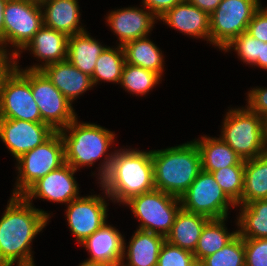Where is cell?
<instances>
[{
    "label": "cell",
    "instance_id": "obj_20",
    "mask_svg": "<svg viewBox=\"0 0 267 266\" xmlns=\"http://www.w3.org/2000/svg\"><path fill=\"white\" fill-rule=\"evenodd\" d=\"M41 71L71 103L94 86L92 77L82 73L68 59L48 64Z\"/></svg>",
    "mask_w": 267,
    "mask_h": 266
},
{
    "label": "cell",
    "instance_id": "obj_24",
    "mask_svg": "<svg viewBox=\"0 0 267 266\" xmlns=\"http://www.w3.org/2000/svg\"><path fill=\"white\" fill-rule=\"evenodd\" d=\"M200 152L202 170L212 171L229 166H245V161L220 137L202 136L193 140Z\"/></svg>",
    "mask_w": 267,
    "mask_h": 266
},
{
    "label": "cell",
    "instance_id": "obj_6",
    "mask_svg": "<svg viewBox=\"0 0 267 266\" xmlns=\"http://www.w3.org/2000/svg\"><path fill=\"white\" fill-rule=\"evenodd\" d=\"M18 177L12 195H22L32 184L65 164L64 141L55 131L42 144L17 159Z\"/></svg>",
    "mask_w": 267,
    "mask_h": 266
},
{
    "label": "cell",
    "instance_id": "obj_38",
    "mask_svg": "<svg viewBox=\"0 0 267 266\" xmlns=\"http://www.w3.org/2000/svg\"><path fill=\"white\" fill-rule=\"evenodd\" d=\"M247 107L256 114L264 117L267 115V88H253L247 93Z\"/></svg>",
    "mask_w": 267,
    "mask_h": 266
},
{
    "label": "cell",
    "instance_id": "obj_9",
    "mask_svg": "<svg viewBox=\"0 0 267 266\" xmlns=\"http://www.w3.org/2000/svg\"><path fill=\"white\" fill-rule=\"evenodd\" d=\"M260 7V0H222L209 15L210 43L222 50L234 37L247 32Z\"/></svg>",
    "mask_w": 267,
    "mask_h": 266
},
{
    "label": "cell",
    "instance_id": "obj_4",
    "mask_svg": "<svg viewBox=\"0 0 267 266\" xmlns=\"http://www.w3.org/2000/svg\"><path fill=\"white\" fill-rule=\"evenodd\" d=\"M152 161L155 189L178 198L202 171L200 152L194 141L152 150Z\"/></svg>",
    "mask_w": 267,
    "mask_h": 266
},
{
    "label": "cell",
    "instance_id": "obj_5",
    "mask_svg": "<svg viewBox=\"0 0 267 266\" xmlns=\"http://www.w3.org/2000/svg\"><path fill=\"white\" fill-rule=\"evenodd\" d=\"M245 107L228 110L220 135L244 161L267 153L264 117Z\"/></svg>",
    "mask_w": 267,
    "mask_h": 266
},
{
    "label": "cell",
    "instance_id": "obj_33",
    "mask_svg": "<svg viewBox=\"0 0 267 266\" xmlns=\"http://www.w3.org/2000/svg\"><path fill=\"white\" fill-rule=\"evenodd\" d=\"M211 173L225 194L236 205H241L244 188V166H229Z\"/></svg>",
    "mask_w": 267,
    "mask_h": 266
},
{
    "label": "cell",
    "instance_id": "obj_39",
    "mask_svg": "<svg viewBox=\"0 0 267 266\" xmlns=\"http://www.w3.org/2000/svg\"><path fill=\"white\" fill-rule=\"evenodd\" d=\"M8 52L7 49L0 45V89L5 79L16 68V55L13 52Z\"/></svg>",
    "mask_w": 267,
    "mask_h": 266
},
{
    "label": "cell",
    "instance_id": "obj_8",
    "mask_svg": "<svg viewBox=\"0 0 267 266\" xmlns=\"http://www.w3.org/2000/svg\"><path fill=\"white\" fill-rule=\"evenodd\" d=\"M40 3L30 0H7L3 18V47L11 44L18 60L21 51L44 25ZM18 50H17V49ZM20 50V51H19Z\"/></svg>",
    "mask_w": 267,
    "mask_h": 266
},
{
    "label": "cell",
    "instance_id": "obj_10",
    "mask_svg": "<svg viewBox=\"0 0 267 266\" xmlns=\"http://www.w3.org/2000/svg\"><path fill=\"white\" fill-rule=\"evenodd\" d=\"M16 68L0 89V118L42 122L31 91V70Z\"/></svg>",
    "mask_w": 267,
    "mask_h": 266
},
{
    "label": "cell",
    "instance_id": "obj_12",
    "mask_svg": "<svg viewBox=\"0 0 267 266\" xmlns=\"http://www.w3.org/2000/svg\"><path fill=\"white\" fill-rule=\"evenodd\" d=\"M31 91L39 107L42 123L54 131L64 129L76 118L72 103L41 70H31Z\"/></svg>",
    "mask_w": 267,
    "mask_h": 266
},
{
    "label": "cell",
    "instance_id": "obj_11",
    "mask_svg": "<svg viewBox=\"0 0 267 266\" xmlns=\"http://www.w3.org/2000/svg\"><path fill=\"white\" fill-rule=\"evenodd\" d=\"M179 199L182 209L210 219L228 218L229 206H237L221 189L212 173L203 170Z\"/></svg>",
    "mask_w": 267,
    "mask_h": 266
},
{
    "label": "cell",
    "instance_id": "obj_34",
    "mask_svg": "<svg viewBox=\"0 0 267 266\" xmlns=\"http://www.w3.org/2000/svg\"><path fill=\"white\" fill-rule=\"evenodd\" d=\"M234 49L238 58L246 64L252 65L258 58H261L262 41L244 32L234 37L222 50L227 52Z\"/></svg>",
    "mask_w": 267,
    "mask_h": 266
},
{
    "label": "cell",
    "instance_id": "obj_44",
    "mask_svg": "<svg viewBox=\"0 0 267 266\" xmlns=\"http://www.w3.org/2000/svg\"><path fill=\"white\" fill-rule=\"evenodd\" d=\"M78 266H109V265L100 263V262H92V261L85 260L83 261V263L79 264Z\"/></svg>",
    "mask_w": 267,
    "mask_h": 266
},
{
    "label": "cell",
    "instance_id": "obj_3",
    "mask_svg": "<svg viewBox=\"0 0 267 266\" xmlns=\"http://www.w3.org/2000/svg\"><path fill=\"white\" fill-rule=\"evenodd\" d=\"M59 132L64 141L65 163L75 170L90 167L106 154L97 174L98 181L101 180L109 170L114 156V152H107L114 143L115 133L97 124L78 122L77 117Z\"/></svg>",
    "mask_w": 267,
    "mask_h": 266
},
{
    "label": "cell",
    "instance_id": "obj_13",
    "mask_svg": "<svg viewBox=\"0 0 267 266\" xmlns=\"http://www.w3.org/2000/svg\"><path fill=\"white\" fill-rule=\"evenodd\" d=\"M66 217L70 231L81 244L107 222V203L96 194L79 197L67 204Z\"/></svg>",
    "mask_w": 267,
    "mask_h": 266
},
{
    "label": "cell",
    "instance_id": "obj_22",
    "mask_svg": "<svg viewBox=\"0 0 267 266\" xmlns=\"http://www.w3.org/2000/svg\"><path fill=\"white\" fill-rule=\"evenodd\" d=\"M165 240L163 235L137 229L127 247L124 240L120 266H157L158 256ZM125 257L128 263L124 262Z\"/></svg>",
    "mask_w": 267,
    "mask_h": 266
},
{
    "label": "cell",
    "instance_id": "obj_43",
    "mask_svg": "<svg viewBox=\"0 0 267 266\" xmlns=\"http://www.w3.org/2000/svg\"><path fill=\"white\" fill-rule=\"evenodd\" d=\"M6 3L7 0H0V45L2 47H3V24H4L3 12Z\"/></svg>",
    "mask_w": 267,
    "mask_h": 266
},
{
    "label": "cell",
    "instance_id": "obj_17",
    "mask_svg": "<svg viewBox=\"0 0 267 266\" xmlns=\"http://www.w3.org/2000/svg\"><path fill=\"white\" fill-rule=\"evenodd\" d=\"M80 245H83L90 253L88 261L109 266H120L122 262L124 236L107 222Z\"/></svg>",
    "mask_w": 267,
    "mask_h": 266
},
{
    "label": "cell",
    "instance_id": "obj_7",
    "mask_svg": "<svg viewBox=\"0 0 267 266\" xmlns=\"http://www.w3.org/2000/svg\"><path fill=\"white\" fill-rule=\"evenodd\" d=\"M132 213L141 222L140 230L167 236L181 208L180 199L161 190L142 193L127 201Z\"/></svg>",
    "mask_w": 267,
    "mask_h": 266
},
{
    "label": "cell",
    "instance_id": "obj_37",
    "mask_svg": "<svg viewBox=\"0 0 267 266\" xmlns=\"http://www.w3.org/2000/svg\"><path fill=\"white\" fill-rule=\"evenodd\" d=\"M260 7L248 24L247 33L252 37L267 42V7Z\"/></svg>",
    "mask_w": 267,
    "mask_h": 266
},
{
    "label": "cell",
    "instance_id": "obj_19",
    "mask_svg": "<svg viewBox=\"0 0 267 266\" xmlns=\"http://www.w3.org/2000/svg\"><path fill=\"white\" fill-rule=\"evenodd\" d=\"M165 24L190 37L207 39L210 42L209 15L187 0L175 5L159 18Z\"/></svg>",
    "mask_w": 267,
    "mask_h": 266
},
{
    "label": "cell",
    "instance_id": "obj_42",
    "mask_svg": "<svg viewBox=\"0 0 267 266\" xmlns=\"http://www.w3.org/2000/svg\"><path fill=\"white\" fill-rule=\"evenodd\" d=\"M258 66L264 70H267V42H262L261 58H258L252 66Z\"/></svg>",
    "mask_w": 267,
    "mask_h": 266
},
{
    "label": "cell",
    "instance_id": "obj_36",
    "mask_svg": "<svg viewBox=\"0 0 267 266\" xmlns=\"http://www.w3.org/2000/svg\"><path fill=\"white\" fill-rule=\"evenodd\" d=\"M245 266H267V238H243Z\"/></svg>",
    "mask_w": 267,
    "mask_h": 266
},
{
    "label": "cell",
    "instance_id": "obj_40",
    "mask_svg": "<svg viewBox=\"0 0 267 266\" xmlns=\"http://www.w3.org/2000/svg\"><path fill=\"white\" fill-rule=\"evenodd\" d=\"M183 0H142L143 7L150 10L158 19L163 16L168 10Z\"/></svg>",
    "mask_w": 267,
    "mask_h": 266
},
{
    "label": "cell",
    "instance_id": "obj_14",
    "mask_svg": "<svg viewBox=\"0 0 267 266\" xmlns=\"http://www.w3.org/2000/svg\"><path fill=\"white\" fill-rule=\"evenodd\" d=\"M77 170L65 163L58 169L32 184L22 196L28 201L41 198L47 201L69 204L80 197L78 183L74 174Z\"/></svg>",
    "mask_w": 267,
    "mask_h": 266
},
{
    "label": "cell",
    "instance_id": "obj_31",
    "mask_svg": "<svg viewBox=\"0 0 267 266\" xmlns=\"http://www.w3.org/2000/svg\"><path fill=\"white\" fill-rule=\"evenodd\" d=\"M162 76L152 70L125 63L120 85L131 94L146 95L159 84Z\"/></svg>",
    "mask_w": 267,
    "mask_h": 266
},
{
    "label": "cell",
    "instance_id": "obj_41",
    "mask_svg": "<svg viewBox=\"0 0 267 266\" xmlns=\"http://www.w3.org/2000/svg\"><path fill=\"white\" fill-rule=\"evenodd\" d=\"M192 5L196 6L203 12L210 15L219 5L222 0H187Z\"/></svg>",
    "mask_w": 267,
    "mask_h": 266
},
{
    "label": "cell",
    "instance_id": "obj_35",
    "mask_svg": "<svg viewBox=\"0 0 267 266\" xmlns=\"http://www.w3.org/2000/svg\"><path fill=\"white\" fill-rule=\"evenodd\" d=\"M193 252L170 244L165 240L159 256L157 266H198Z\"/></svg>",
    "mask_w": 267,
    "mask_h": 266
},
{
    "label": "cell",
    "instance_id": "obj_29",
    "mask_svg": "<svg viewBox=\"0 0 267 266\" xmlns=\"http://www.w3.org/2000/svg\"><path fill=\"white\" fill-rule=\"evenodd\" d=\"M226 218L210 219L204 226L199 237L197 247L193 252L199 264L205 257L214 254L231 241L238 233L237 230L228 232L225 221Z\"/></svg>",
    "mask_w": 267,
    "mask_h": 266
},
{
    "label": "cell",
    "instance_id": "obj_26",
    "mask_svg": "<svg viewBox=\"0 0 267 266\" xmlns=\"http://www.w3.org/2000/svg\"><path fill=\"white\" fill-rule=\"evenodd\" d=\"M122 47L127 64L152 70L162 76L164 70L162 51L149 40L148 36L129 41Z\"/></svg>",
    "mask_w": 267,
    "mask_h": 266
},
{
    "label": "cell",
    "instance_id": "obj_23",
    "mask_svg": "<svg viewBox=\"0 0 267 266\" xmlns=\"http://www.w3.org/2000/svg\"><path fill=\"white\" fill-rule=\"evenodd\" d=\"M209 220L207 216L180 208L165 239L172 245L194 252L202 230Z\"/></svg>",
    "mask_w": 267,
    "mask_h": 266
},
{
    "label": "cell",
    "instance_id": "obj_46",
    "mask_svg": "<svg viewBox=\"0 0 267 266\" xmlns=\"http://www.w3.org/2000/svg\"><path fill=\"white\" fill-rule=\"evenodd\" d=\"M30 1H33V2H37V3H42V2H44L45 0H30Z\"/></svg>",
    "mask_w": 267,
    "mask_h": 266
},
{
    "label": "cell",
    "instance_id": "obj_30",
    "mask_svg": "<svg viewBox=\"0 0 267 266\" xmlns=\"http://www.w3.org/2000/svg\"><path fill=\"white\" fill-rule=\"evenodd\" d=\"M125 63L122 46L118 45L117 48L107 46L96 61V66L91 76L93 84L97 85L100 81L119 84Z\"/></svg>",
    "mask_w": 267,
    "mask_h": 266
},
{
    "label": "cell",
    "instance_id": "obj_27",
    "mask_svg": "<svg viewBox=\"0 0 267 266\" xmlns=\"http://www.w3.org/2000/svg\"><path fill=\"white\" fill-rule=\"evenodd\" d=\"M237 206L241 207L237 233L242 238H267V199Z\"/></svg>",
    "mask_w": 267,
    "mask_h": 266
},
{
    "label": "cell",
    "instance_id": "obj_21",
    "mask_svg": "<svg viewBox=\"0 0 267 266\" xmlns=\"http://www.w3.org/2000/svg\"><path fill=\"white\" fill-rule=\"evenodd\" d=\"M44 26L72 36L85 32L80 26L78 0H45L41 3Z\"/></svg>",
    "mask_w": 267,
    "mask_h": 266
},
{
    "label": "cell",
    "instance_id": "obj_1",
    "mask_svg": "<svg viewBox=\"0 0 267 266\" xmlns=\"http://www.w3.org/2000/svg\"><path fill=\"white\" fill-rule=\"evenodd\" d=\"M8 202L0 219V266H35L31 243L51 215L22 195H12Z\"/></svg>",
    "mask_w": 267,
    "mask_h": 266
},
{
    "label": "cell",
    "instance_id": "obj_18",
    "mask_svg": "<svg viewBox=\"0 0 267 266\" xmlns=\"http://www.w3.org/2000/svg\"><path fill=\"white\" fill-rule=\"evenodd\" d=\"M69 36L65 33L42 26L22 50H29L42 64L26 68L27 70H41L48 64L67 59ZM45 61V62H44Z\"/></svg>",
    "mask_w": 267,
    "mask_h": 266
},
{
    "label": "cell",
    "instance_id": "obj_25",
    "mask_svg": "<svg viewBox=\"0 0 267 266\" xmlns=\"http://www.w3.org/2000/svg\"><path fill=\"white\" fill-rule=\"evenodd\" d=\"M87 31L69 36L68 61L82 73L92 76L99 55L107 47L101 45Z\"/></svg>",
    "mask_w": 267,
    "mask_h": 266
},
{
    "label": "cell",
    "instance_id": "obj_45",
    "mask_svg": "<svg viewBox=\"0 0 267 266\" xmlns=\"http://www.w3.org/2000/svg\"><path fill=\"white\" fill-rule=\"evenodd\" d=\"M264 134H265V139L267 142V115L264 116Z\"/></svg>",
    "mask_w": 267,
    "mask_h": 266
},
{
    "label": "cell",
    "instance_id": "obj_16",
    "mask_svg": "<svg viewBox=\"0 0 267 266\" xmlns=\"http://www.w3.org/2000/svg\"><path fill=\"white\" fill-rule=\"evenodd\" d=\"M107 24L118 36L120 46L125 43L146 37L151 33L156 20H159L150 10L128 7L111 11L106 17Z\"/></svg>",
    "mask_w": 267,
    "mask_h": 266
},
{
    "label": "cell",
    "instance_id": "obj_28",
    "mask_svg": "<svg viewBox=\"0 0 267 266\" xmlns=\"http://www.w3.org/2000/svg\"><path fill=\"white\" fill-rule=\"evenodd\" d=\"M267 199V153L245 160L241 204Z\"/></svg>",
    "mask_w": 267,
    "mask_h": 266
},
{
    "label": "cell",
    "instance_id": "obj_2",
    "mask_svg": "<svg viewBox=\"0 0 267 266\" xmlns=\"http://www.w3.org/2000/svg\"><path fill=\"white\" fill-rule=\"evenodd\" d=\"M99 181L105 196L123 205L134 196L154 190L152 150H115L109 170Z\"/></svg>",
    "mask_w": 267,
    "mask_h": 266
},
{
    "label": "cell",
    "instance_id": "obj_15",
    "mask_svg": "<svg viewBox=\"0 0 267 266\" xmlns=\"http://www.w3.org/2000/svg\"><path fill=\"white\" fill-rule=\"evenodd\" d=\"M54 132L42 122L0 118V138L16 160L42 144Z\"/></svg>",
    "mask_w": 267,
    "mask_h": 266
},
{
    "label": "cell",
    "instance_id": "obj_32",
    "mask_svg": "<svg viewBox=\"0 0 267 266\" xmlns=\"http://www.w3.org/2000/svg\"><path fill=\"white\" fill-rule=\"evenodd\" d=\"M199 266H245L243 238L237 234L223 248L205 257Z\"/></svg>",
    "mask_w": 267,
    "mask_h": 266
}]
</instances>
